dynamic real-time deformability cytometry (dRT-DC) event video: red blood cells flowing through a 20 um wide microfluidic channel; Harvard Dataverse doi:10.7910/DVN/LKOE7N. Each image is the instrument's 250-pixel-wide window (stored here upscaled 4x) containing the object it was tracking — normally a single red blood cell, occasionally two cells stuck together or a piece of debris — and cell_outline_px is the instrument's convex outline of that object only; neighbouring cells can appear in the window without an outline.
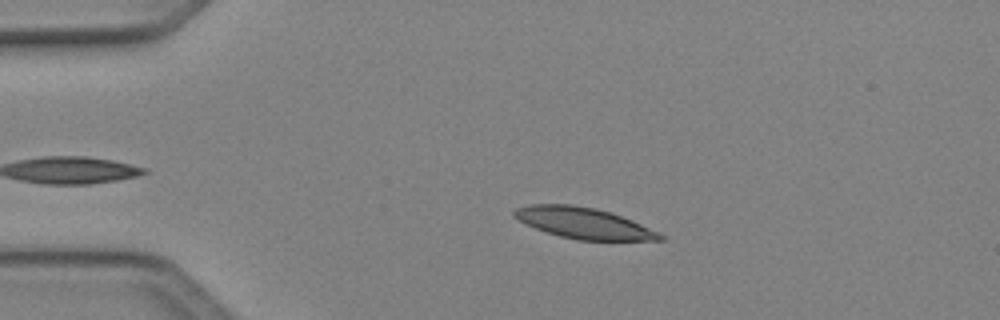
{"species": "Egyptian fruit bat (a non-hibernating species)", "species_latin": "Rousettus aegyptiacus", "temperature_condition": "cold", "stored_images_in_passage": 44, "camera_frame_rate_fps": 3000, "um_per_image_px": 0.085, "animal": {"sex": "female"}, "frame": {"image": 1, "passage_image": 10, "time_ms": 3.0, "image_size_px": [1000, 320], "cell_outline_px": [[664, 240], [576, 240], [560, 236], [536, 228], [512, 216], [512, 212], [516, 208], [528, 204], [572, 204], [592, 208], [608, 212], [632, 220], [660, 232], [664, 236]], "centroid_in_image_um": [49.61, 18.96], "position_along_channel_um": 35.4, "area_um2": 26.07}}
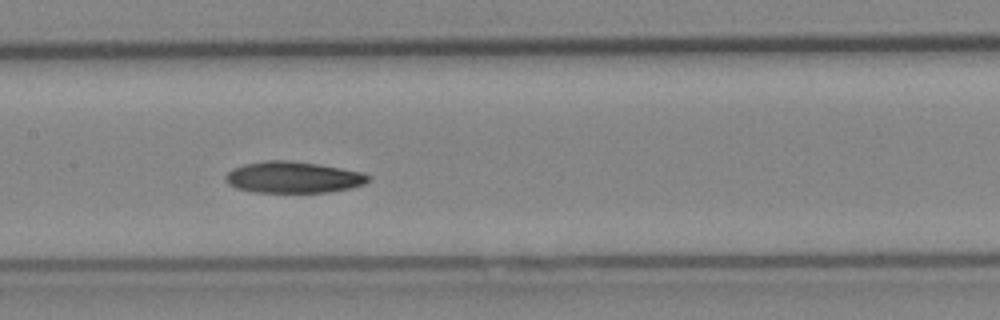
{"frame": {"image": 2, "passage_image": 24, "time_ms": 7.667, "image_size_px": [1000, 320], "cell_outline_px": [[372, 176], [364, 184], [348, 188], [328, 192], [256, 192], [236, 188], [228, 184], [224, 176], [228, 172], [244, 164], [264, 160], [288, 160], [316, 164], [340, 168], [360, 172]], "centroid_in_image_um": [24.9, 15.07], "position_along_channel_um": 182.5, "area_um2": 25.84}}
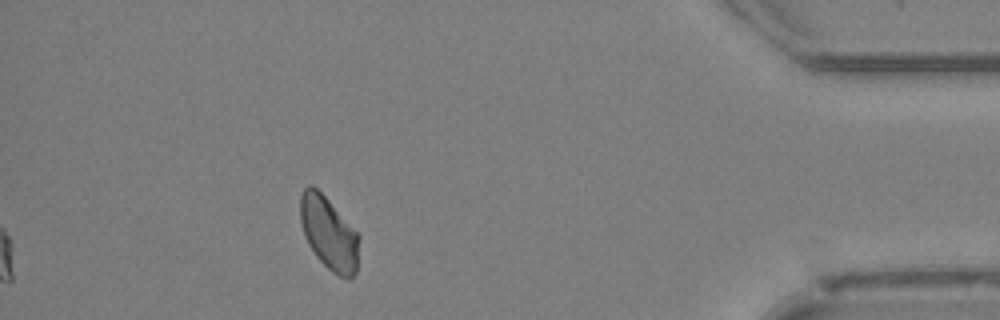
{"frame": {"image": 3, "passage_image": 44, "time_ms": 14.333, "image_size_px": [1000, 320], "cell_outline_px": [[360, 236], [356, 272], [348, 280], [332, 272], [316, 256], [308, 244], [304, 236], [300, 220], [300, 196], [304, 188], [308, 184], [312, 184], [328, 200]], "centroid_in_image_um": [27.94, 19.83], "position_along_channel_um": 407.3, "area_um2": 24.85}, "authors_computed_cell_mechanics": {"area_um2": 25.6632, "velocity_mm_per_s": 4.0938, "shape_relaxation_time_tau1_ms": 4.8461, "shape_relaxation_time_tau2_ms": null, "deformation_change_tau1": 0.1254, "deformation_change_tau2": null}}